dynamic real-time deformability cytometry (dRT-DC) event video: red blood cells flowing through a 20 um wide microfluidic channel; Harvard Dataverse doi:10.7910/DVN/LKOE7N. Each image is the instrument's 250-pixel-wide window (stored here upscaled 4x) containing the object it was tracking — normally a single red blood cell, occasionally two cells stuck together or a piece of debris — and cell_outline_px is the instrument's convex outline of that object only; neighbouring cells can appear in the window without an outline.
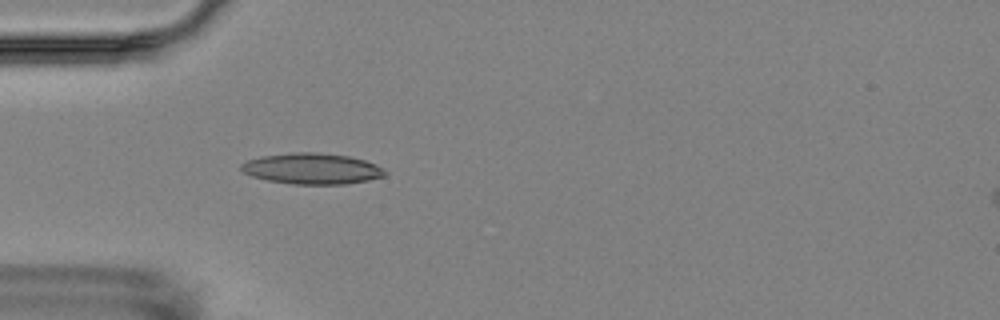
{"species": "Egyptian fruit bat (a non-hibernating species)", "species_latin": "Rousettus aegyptiacus", "temperature_condition": "room temperature", "stored_images_in_passage": 5, "camera_frame_rate_fps": 3000, "um_per_image_px": 0.085, "animal": {"sex": "female"}, "frame": {"image": 1, "passage_image": 5, "time_ms": 4.667, "image_size_px": [1000, 320], "cell_outline_px": [[388, 172], [384, 176], [368, 180], [344, 184], [292, 184], [268, 180], [252, 176], [244, 172], [240, 168], [240, 164], [248, 160], [260, 156], [296, 152], [316, 152], [348, 156], [364, 160], [376, 164], [384, 168]], "centroid_in_image_um": [26.53, 14.33], "position_along_channel_um": 58.5, "area_um2": 25.89}}